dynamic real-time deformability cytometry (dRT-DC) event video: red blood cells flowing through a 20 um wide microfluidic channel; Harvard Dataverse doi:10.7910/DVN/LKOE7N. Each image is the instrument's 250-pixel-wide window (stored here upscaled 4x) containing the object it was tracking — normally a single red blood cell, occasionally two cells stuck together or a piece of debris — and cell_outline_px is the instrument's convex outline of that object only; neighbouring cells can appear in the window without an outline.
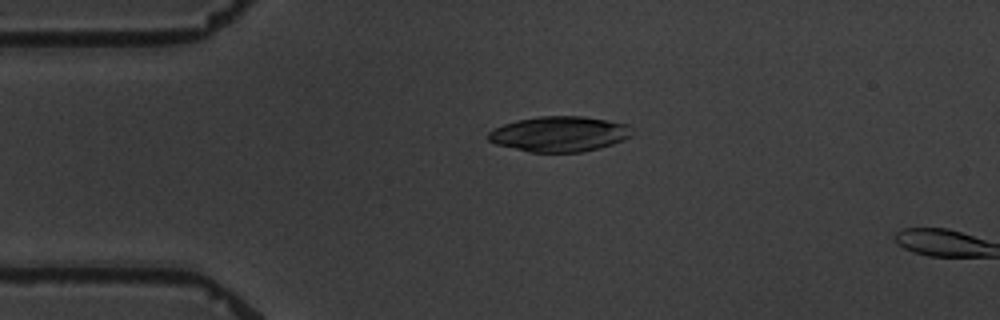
{"species": "common noctule bat (a hibernating species)", "species_latin": "Nyctalus noctula", "temperature_condition": "warm", "stored_images_in_passage": 5, "camera_frame_rate_fps": 3000, "um_per_image_px": 0.085, "animal": {"sex": "male", "body_mass_g": 19.5, "forearm_length_mm": 54.6}, "frame": {"image": 1, "passage_image": 4, "time_ms": 3.333, "image_size_px": [1000, 320], "cell_outline_px": [[632, 136], [624, 140], [600, 148], [580, 152], [528, 152], [496, 144], [488, 140], [488, 132], [504, 124], [516, 120], [540, 116], [584, 116], [608, 120], [628, 124]], "centroid_in_image_um": [47.56, 11.39], "position_along_channel_um": 37.4, "area_um2": 29.59}}